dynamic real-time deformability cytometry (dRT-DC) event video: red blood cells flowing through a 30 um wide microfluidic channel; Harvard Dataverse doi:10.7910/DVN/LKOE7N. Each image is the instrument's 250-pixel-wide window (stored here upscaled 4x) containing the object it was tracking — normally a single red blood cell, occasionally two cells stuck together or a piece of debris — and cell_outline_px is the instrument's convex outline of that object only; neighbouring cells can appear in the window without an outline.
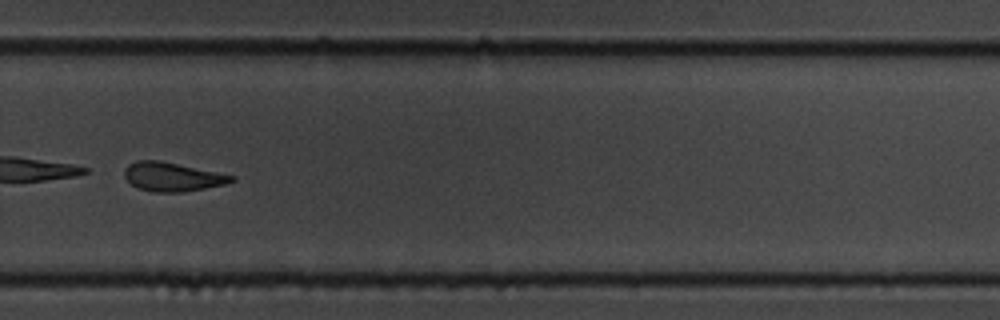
{"species": "common noctule bat (a hibernating species)", "species_latin": "Nyctalus noctula", "temperature_condition": "cold", "stored_images_in_passage": 59, "camera_frame_rate_fps": 3000, "um_per_image_px": 0.085, "animal": {"sex": "male", "body_mass_g": 19.5, "forearm_length_mm": 54.6}, "frame": {"image": 1, "passage_image": 42, "time_ms": 13.667, "image_size_px": [1000, 320], "cell_outline_px": [[236, 180], [224, 184], [204, 188], [180, 192], [152, 192], [136, 188], [124, 176], [124, 168], [128, 164], [136, 160], [160, 160], [236, 176]], "centroid_in_image_um": [14.61, 15.02], "position_along_channel_um": 315.2, "area_um2": 18.03}}